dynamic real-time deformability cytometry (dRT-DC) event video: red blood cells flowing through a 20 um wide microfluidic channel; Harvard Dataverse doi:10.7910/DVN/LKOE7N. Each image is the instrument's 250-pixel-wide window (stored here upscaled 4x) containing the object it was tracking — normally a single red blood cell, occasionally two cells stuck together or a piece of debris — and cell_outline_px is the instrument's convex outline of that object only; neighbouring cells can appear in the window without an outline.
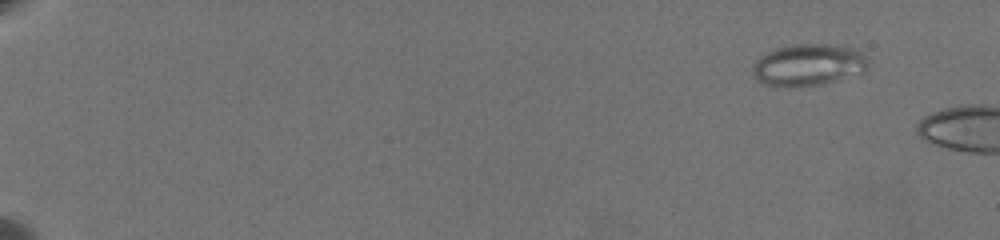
{"species": "common noctule bat (a hibernating species)", "species_latin": "Nyctalus noctula", "temperature_condition": "warm", "stored_images_in_passage": 5, "camera_frame_rate_fps": 3000, "um_per_image_px": 0.085, "animal": {"sex": "female", "body_mass_g": 19.5, "forearm_length_mm": 54.1}, "frame": {"image": 1, "passage_image": 1, "time_ms": 0.0, "image_size_px": [1000, 240], "cell_outline_px": [[868, 64], [860, 72], [820, 84], [768, 84], [752, 76], [752, 68], [756, 60], [768, 52], [780, 48], [800, 44], [820, 44], [852, 48], [860, 52], [868, 60]], "centroid_in_image_um": [68.69, 5.48], "position_along_channel_um": 16.3, "area_um2": 26.47}}